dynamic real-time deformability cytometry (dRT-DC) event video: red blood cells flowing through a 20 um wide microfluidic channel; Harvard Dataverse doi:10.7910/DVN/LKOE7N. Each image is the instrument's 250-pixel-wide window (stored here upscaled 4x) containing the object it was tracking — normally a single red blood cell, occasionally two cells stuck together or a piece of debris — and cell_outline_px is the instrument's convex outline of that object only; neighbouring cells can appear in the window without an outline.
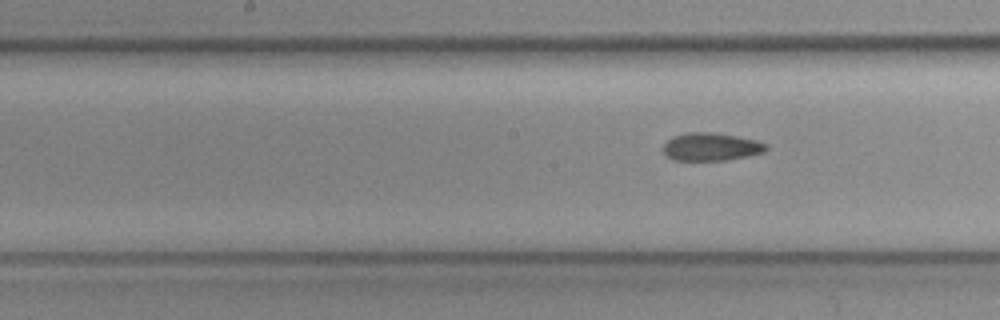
{"species": "common noctule bat (a hibernating species)", "species_latin": "Nyctalus noctula", "temperature_condition": "cold", "stored_images_in_passage": 10, "camera_frame_rate_fps": 3000, "um_per_image_px": 0.085, "animal": {"sex": "female", "body_mass_g": 19.3, "forearm_length_mm": 54.1}, "frame": {"image": 1, "passage_image": 10, "time_ms": 3.0, "image_size_px": [1000, 320], "cell_outline_px": [[768, 148], [764, 152], [724, 160], [672, 160], [664, 152], [664, 144], [672, 136], [688, 132], [708, 132], [736, 136], [756, 140], [768, 144]], "centroid_in_image_um": [60.43, 12.47], "position_along_channel_um": 187.8, "area_um2": 16.53}}